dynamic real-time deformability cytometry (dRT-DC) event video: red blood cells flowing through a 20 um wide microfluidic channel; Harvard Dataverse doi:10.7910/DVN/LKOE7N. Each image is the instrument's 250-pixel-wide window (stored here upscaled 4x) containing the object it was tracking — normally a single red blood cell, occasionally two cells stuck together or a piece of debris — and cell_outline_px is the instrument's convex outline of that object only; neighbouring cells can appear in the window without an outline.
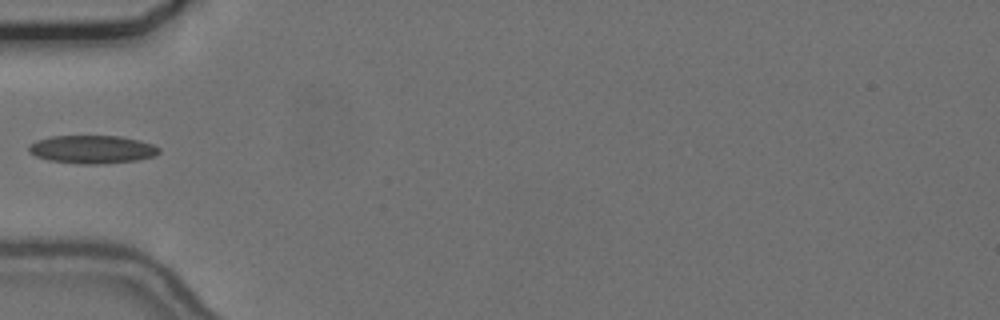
{"species": "common noctule bat (a hibernating species)", "species_latin": "Nyctalus noctula", "temperature_condition": "cold", "stored_images_in_passage": 38, "camera_frame_rate_fps": 3000, "um_per_image_px": 0.085, "animal": {"sex": "female", "body_mass_g": 24.6, "forearm_length_mm": 56.2}, "frame": {"image": 1, "passage_image": 1, "time_ms": 0.0, "image_size_px": [1000, 320], "cell_outline_px": [[160, 152], [156, 156], [136, 160], [96, 164], [80, 164], [48, 160], [36, 156], [28, 152], [28, 148], [36, 140], [52, 136], [120, 136], [140, 140], [152, 144], [160, 148]], "centroid_in_image_um": [7.85, 12.69], "position_along_channel_um": 77.1, "area_um2": 21.33}}
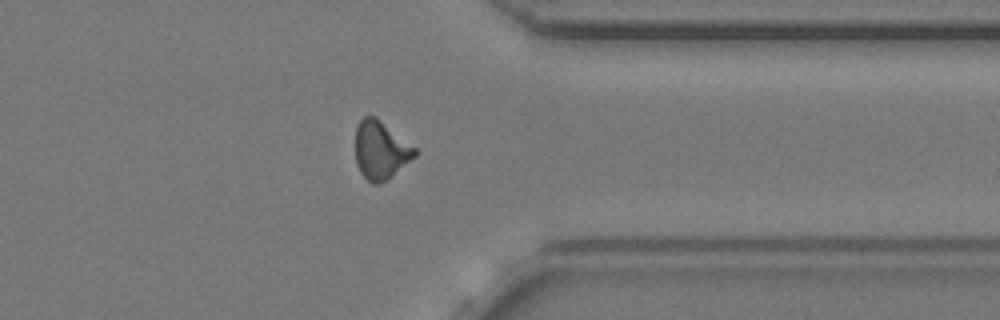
{"frame": {"image": 2, "passage_image": 26, "time_ms": 8.333, "image_size_px": [1000, 320], "cell_outline_px": [[416, 156], [392, 176], [380, 184], [372, 184], [360, 172], [356, 164], [356, 128], [360, 120], [364, 116], [376, 116], [416, 148]], "centroid_in_image_um": [32.35, 12.76], "position_along_channel_um": 379.0, "area_um2": 20.11}}
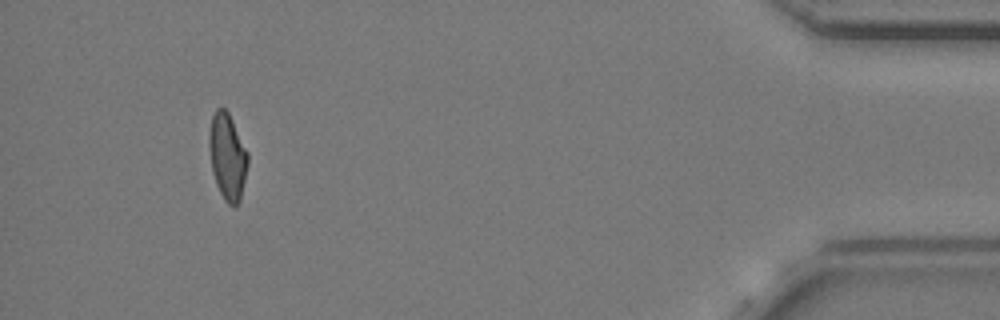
{"frame": {"image": 3, "passage_image": 34, "time_ms": 11.0, "image_size_px": [1000, 320], "cell_outline_px": [[248, 164], [240, 200], [236, 204], [228, 204], [224, 200], [216, 184], [212, 172], [208, 144], [208, 136], [212, 116], [216, 108], [224, 108], [228, 112], [248, 152]], "centroid_in_image_um": [19.32, 13.29], "position_along_channel_um": 415.9, "area_um2": 19.42}}